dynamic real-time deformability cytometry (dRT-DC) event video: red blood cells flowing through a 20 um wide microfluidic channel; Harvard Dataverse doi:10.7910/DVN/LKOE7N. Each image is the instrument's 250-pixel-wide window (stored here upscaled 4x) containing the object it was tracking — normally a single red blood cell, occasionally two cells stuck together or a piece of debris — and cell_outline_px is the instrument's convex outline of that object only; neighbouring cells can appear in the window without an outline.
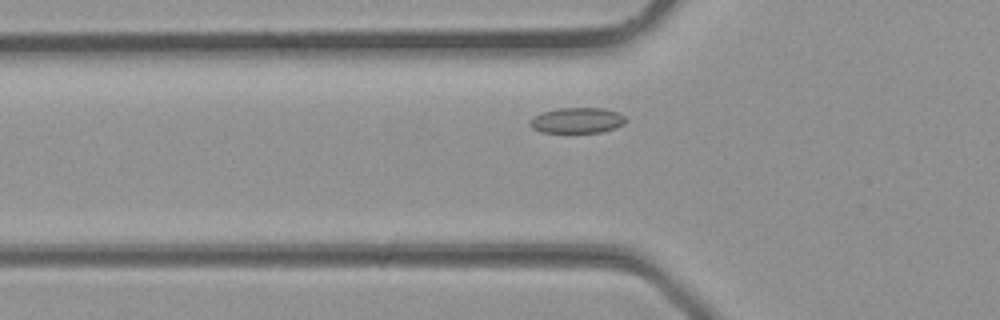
{"species": "common noctule bat (a hibernating species)", "species_latin": "Nyctalus noctula", "temperature_condition": "room temperature", "stored_images_in_passage": 14, "camera_frame_rate_fps": 3000, "um_per_image_px": 0.085, "animal": {"sex": "male", "body_mass_g": 23.1, "forearm_length_mm": 52.7}, "frame": {"image": 1, "passage_image": 3, "time_ms": 0.667, "image_size_px": [1000, 320], "cell_outline_px": [[628, 120], [624, 124], [616, 128], [600, 132], [540, 132], [532, 128], [528, 124], [540, 112], [556, 108], [604, 108], [620, 112]], "centroid_in_image_um": [49.09, 10.22], "position_along_channel_um": 76.7, "area_um2": 14.39}}
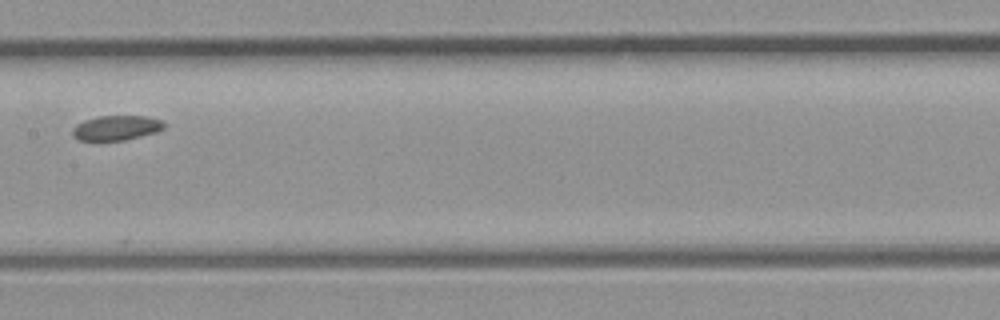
{"frame": {"image": 2, "passage_image": 9, "time_ms": 2.667, "image_size_px": [1000, 320], "cell_outline_px": [[164, 128], [156, 132], [124, 140], [80, 140], [72, 136], [72, 128], [76, 124], [84, 120], [100, 116], [148, 116], [160, 120], [164, 124]], "centroid_in_image_um": [9.86, 10.86], "position_along_channel_um": 197.5, "area_um2": 13.12}}
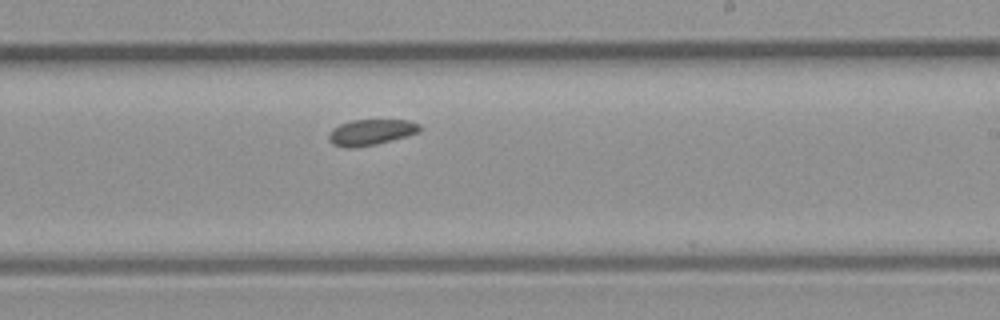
{"frame": {"image": 3, "passage_image": 12, "time_ms": 3.667, "image_size_px": [1000, 320], "cell_outline_px": [[420, 132], [376, 144], [352, 148], [344, 148], [332, 144], [328, 140], [328, 136], [332, 128], [340, 124], [352, 120], [408, 120], [420, 124]], "centroid_in_image_um": [31.5, 11.24], "position_along_channel_um": 257.5, "area_um2": 13.7}}